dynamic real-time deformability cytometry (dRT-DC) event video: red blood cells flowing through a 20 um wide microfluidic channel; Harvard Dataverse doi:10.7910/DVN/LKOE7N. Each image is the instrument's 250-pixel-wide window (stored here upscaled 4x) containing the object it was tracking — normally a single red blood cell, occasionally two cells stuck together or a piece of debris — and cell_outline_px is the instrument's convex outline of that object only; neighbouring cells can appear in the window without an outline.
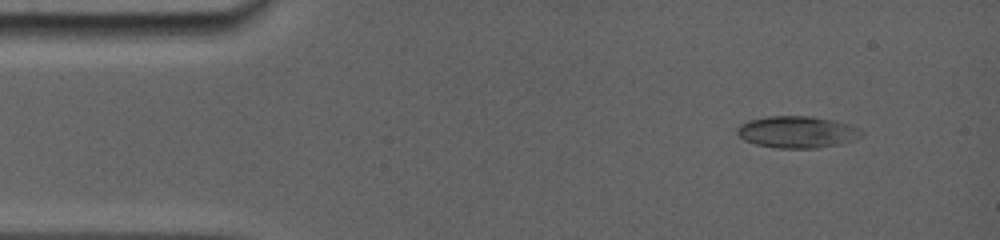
{"species": "common noctule bat (a hibernating species)", "species_latin": "Nyctalus noctula", "temperature_condition": "room temperature", "stored_images_in_passage": 34, "camera_frame_rate_fps": 5000, "um_per_image_px": 0.085, "animal": {"sex": "female", "body_mass_g": 19.0, "forearm_length_mm": 56.7}, "frame": {"image": 1, "passage_image": 1, "time_ms": 0.0, "image_size_px": [1000, 240], "cell_outline_px": [[864, 132], [860, 136], [852, 140], [840, 144], [816, 148], [776, 148], [756, 144], [744, 140], [736, 132], [736, 128], [740, 124], [748, 120], [768, 116], [812, 116], [832, 120], [848, 124]], "centroid_in_image_um": [67.71, 11.22], "position_along_channel_um": 17.3, "area_um2": 22.95}}
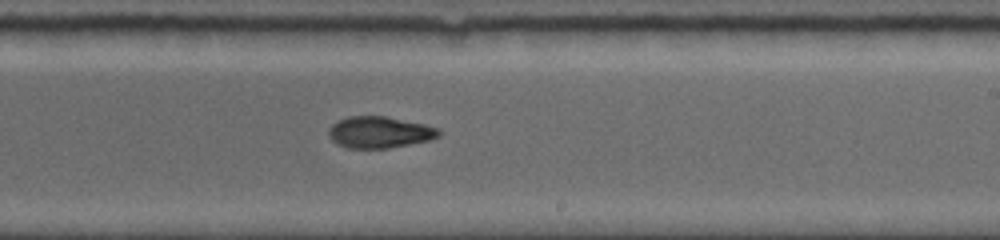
{"frame": {"image": 2, "passage_image": 18, "time_ms": 8.2, "image_size_px": [1000, 240], "cell_outline_px": [[440, 136], [428, 140], [388, 148], [348, 148], [332, 140], [328, 136], [328, 132], [332, 124], [348, 116], [384, 116], [424, 124], [440, 128]], "centroid_in_image_um": [32.26, 11.23], "position_along_channel_um": 256.7, "area_um2": 20.0}}
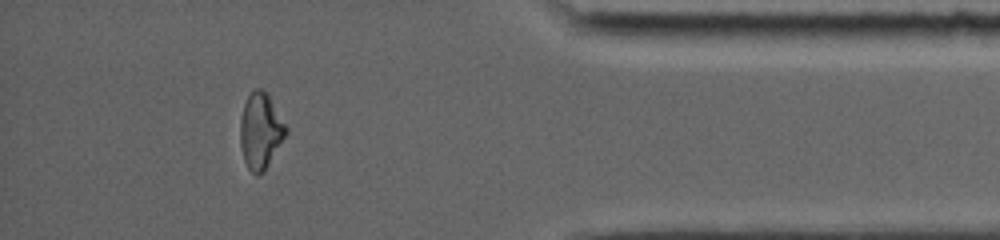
{"frame": {"image": 3, "passage_image": 30, "time_ms": 12.8, "image_size_px": [1000, 240], "cell_outline_px": [[288, 132], [264, 172], [256, 176], [248, 168], [244, 160], [240, 144], [240, 120], [244, 104], [248, 96], [256, 88], [260, 88], [268, 96], [288, 128]], "centroid_in_image_um": [22.14, 11.17], "position_along_channel_um": 413.1, "area_um2": 20.0}, "authors_computed_cell_mechanics": {"area_um2": 20.6635, "velocity_mm_per_s": 3.8862, "shape_relaxation_time_tau1_ms": null, "shape_relaxation_time_tau2_ms": 1.9153, "deformation_change_tau1": null, "deformation_change_tau2": 0.0645}}